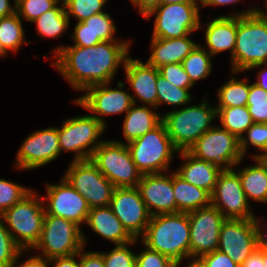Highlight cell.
Returning a JSON list of instances; mask_svg holds the SVG:
<instances>
[{
	"label": "cell",
	"mask_w": 267,
	"mask_h": 267,
	"mask_svg": "<svg viewBox=\"0 0 267 267\" xmlns=\"http://www.w3.org/2000/svg\"><path fill=\"white\" fill-rule=\"evenodd\" d=\"M79 267H104L101 252H85L84 247L78 252Z\"/></svg>",
	"instance_id": "bcb514c9"
},
{
	"label": "cell",
	"mask_w": 267,
	"mask_h": 267,
	"mask_svg": "<svg viewBox=\"0 0 267 267\" xmlns=\"http://www.w3.org/2000/svg\"><path fill=\"white\" fill-rule=\"evenodd\" d=\"M61 0H19L16 13L22 19L33 22L43 13L53 9Z\"/></svg>",
	"instance_id": "ab89813d"
},
{
	"label": "cell",
	"mask_w": 267,
	"mask_h": 267,
	"mask_svg": "<svg viewBox=\"0 0 267 267\" xmlns=\"http://www.w3.org/2000/svg\"><path fill=\"white\" fill-rule=\"evenodd\" d=\"M130 41H102L89 47L59 46L52 67L68 81L75 90L111 83L119 65H125L129 57Z\"/></svg>",
	"instance_id": "6da1fadb"
},
{
	"label": "cell",
	"mask_w": 267,
	"mask_h": 267,
	"mask_svg": "<svg viewBox=\"0 0 267 267\" xmlns=\"http://www.w3.org/2000/svg\"><path fill=\"white\" fill-rule=\"evenodd\" d=\"M178 153L185 162L175 172L185 181L206 190L211 195L223 169L216 164L194 157L188 151Z\"/></svg>",
	"instance_id": "cb8c5ba5"
},
{
	"label": "cell",
	"mask_w": 267,
	"mask_h": 267,
	"mask_svg": "<svg viewBox=\"0 0 267 267\" xmlns=\"http://www.w3.org/2000/svg\"><path fill=\"white\" fill-rule=\"evenodd\" d=\"M253 222L256 231L257 248H267V234L264 235V232L260 229L261 225L256 217L253 218Z\"/></svg>",
	"instance_id": "816d5d0a"
},
{
	"label": "cell",
	"mask_w": 267,
	"mask_h": 267,
	"mask_svg": "<svg viewBox=\"0 0 267 267\" xmlns=\"http://www.w3.org/2000/svg\"><path fill=\"white\" fill-rule=\"evenodd\" d=\"M69 17L66 14L63 0L60 6L56 5L38 17L33 23H36L37 33L47 38H59L62 32H66L69 26Z\"/></svg>",
	"instance_id": "f546056e"
},
{
	"label": "cell",
	"mask_w": 267,
	"mask_h": 267,
	"mask_svg": "<svg viewBox=\"0 0 267 267\" xmlns=\"http://www.w3.org/2000/svg\"><path fill=\"white\" fill-rule=\"evenodd\" d=\"M250 84L247 78L240 80L234 76L224 83L217 92L216 108L242 107L247 105Z\"/></svg>",
	"instance_id": "4dcf8cb0"
},
{
	"label": "cell",
	"mask_w": 267,
	"mask_h": 267,
	"mask_svg": "<svg viewBox=\"0 0 267 267\" xmlns=\"http://www.w3.org/2000/svg\"><path fill=\"white\" fill-rule=\"evenodd\" d=\"M163 173L143 174L137 186L151 216L176 213L173 173Z\"/></svg>",
	"instance_id": "ffe728a7"
},
{
	"label": "cell",
	"mask_w": 267,
	"mask_h": 267,
	"mask_svg": "<svg viewBox=\"0 0 267 267\" xmlns=\"http://www.w3.org/2000/svg\"><path fill=\"white\" fill-rule=\"evenodd\" d=\"M260 8H251L240 13H234L230 16H219L210 21L205 30V49L214 56L223 51L230 50L231 57L233 56L236 35H237V15H248L259 11ZM208 47V48H206Z\"/></svg>",
	"instance_id": "44dd1931"
},
{
	"label": "cell",
	"mask_w": 267,
	"mask_h": 267,
	"mask_svg": "<svg viewBox=\"0 0 267 267\" xmlns=\"http://www.w3.org/2000/svg\"><path fill=\"white\" fill-rule=\"evenodd\" d=\"M150 45L152 52L147 63L158 69L166 64L182 63L198 44L187 35L182 38H152Z\"/></svg>",
	"instance_id": "d4e9b609"
},
{
	"label": "cell",
	"mask_w": 267,
	"mask_h": 267,
	"mask_svg": "<svg viewBox=\"0 0 267 267\" xmlns=\"http://www.w3.org/2000/svg\"><path fill=\"white\" fill-rule=\"evenodd\" d=\"M63 177L86 199L90 208L110 204L116 187L90 159L72 161Z\"/></svg>",
	"instance_id": "8fae6325"
},
{
	"label": "cell",
	"mask_w": 267,
	"mask_h": 267,
	"mask_svg": "<svg viewBox=\"0 0 267 267\" xmlns=\"http://www.w3.org/2000/svg\"><path fill=\"white\" fill-rule=\"evenodd\" d=\"M211 57L213 56L198 44L182 61L183 68L193 84L210 75L212 72Z\"/></svg>",
	"instance_id": "836d02e7"
},
{
	"label": "cell",
	"mask_w": 267,
	"mask_h": 267,
	"mask_svg": "<svg viewBox=\"0 0 267 267\" xmlns=\"http://www.w3.org/2000/svg\"><path fill=\"white\" fill-rule=\"evenodd\" d=\"M46 189L47 195L42 197L49 201L44 207L45 215L62 217L79 226L86 223L90 207L64 177L57 185L47 183Z\"/></svg>",
	"instance_id": "e0dca14e"
},
{
	"label": "cell",
	"mask_w": 267,
	"mask_h": 267,
	"mask_svg": "<svg viewBox=\"0 0 267 267\" xmlns=\"http://www.w3.org/2000/svg\"><path fill=\"white\" fill-rule=\"evenodd\" d=\"M116 26L108 13H98L88 19L77 22L71 35L73 46L89 47L102 41L116 40Z\"/></svg>",
	"instance_id": "603a6c76"
},
{
	"label": "cell",
	"mask_w": 267,
	"mask_h": 267,
	"mask_svg": "<svg viewBox=\"0 0 267 267\" xmlns=\"http://www.w3.org/2000/svg\"><path fill=\"white\" fill-rule=\"evenodd\" d=\"M198 4H160L145 18L156 14L152 38H182L200 29Z\"/></svg>",
	"instance_id": "7c38bea8"
},
{
	"label": "cell",
	"mask_w": 267,
	"mask_h": 267,
	"mask_svg": "<svg viewBox=\"0 0 267 267\" xmlns=\"http://www.w3.org/2000/svg\"><path fill=\"white\" fill-rule=\"evenodd\" d=\"M194 157L233 169L242 162L239 138L221 126L207 130L188 150Z\"/></svg>",
	"instance_id": "30bf717a"
},
{
	"label": "cell",
	"mask_w": 267,
	"mask_h": 267,
	"mask_svg": "<svg viewBox=\"0 0 267 267\" xmlns=\"http://www.w3.org/2000/svg\"><path fill=\"white\" fill-rule=\"evenodd\" d=\"M21 250L0 217V267H10Z\"/></svg>",
	"instance_id": "b9f144b4"
},
{
	"label": "cell",
	"mask_w": 267,
	"mask_h": 267,
	"mask_svg": "<svg viewBox=\"0 0 267 267\" xmlns=\"http://www.w3.org/2000/svg\"><path fill=\"white\" fill-rule=\"evenodd\" d=\"M106 127L92 115L76 116L65 120L57 128L60 153L74 152L72 161L90 159L95 149L103 142L97 141Z\"/></svg>",
	"instance_id": "9c48e42d"
},
{
	"label": "cell",
	"mask_w": 267,
	"mask_h": 267,
	"mask_svg": "<svg viewBox=\"0 0 267 267\" xmlns=\"http://www.w3.org/2000/svg\"><path fill=\"white\" fill-rule=\"evenodd\" d=\"M127 146L133 162L142 175L165 172L169 168L174 153L179 152L173 145L162 121Z\"/></svg>",
	"instance_id": "8992f818"
},
{
	"label": "cell",
	"mask_w": 267,
	"mask_h": 267,
	"mask_svg": "<svg viewBox=\"0 0 267 267\" xmlns=\"http://www.w3.org/2000/svg\"><path fill=\"white\" fill-rule=\"evenodd\" d=\"M8 52L3 47L2 43L0 42V57H4Z\"/></svg>",
	"instance_id": "91938a15"
},
{
	"label": "cell",
	"mask_w": 267,
	"mask_h": 267,
	"mask_svg": "<svg viewBox=\"0 0 267 267\" xmlns=\"http://www.w3.org/2000/svg\"><path fill=\"white\" fill-rule=\"evenodd\" d=\"M137 240L115 245L109 253H101L103 255L104 267H136V254L129 249Z\"/></svg>",
	"instance_id": "f35d334b"
},
{
	"label": "cell",
	"mask_w": 267,
	"mask_h": 267,
	"mask_svg": "<svg viewBox=\"0 0 267 267\" xmlns=\"http://www.w3.org/2000/svg\"><path fill=\"white\" fill-rule=\"evenodd\" d=\"M247 135L242 136L240 140V150L243 157L246 155L248 145L256 147L260 150L261 154H254L252 157H261L267 153V124L266 123H253L245 132Z\"/></svg>",
	"instance_id": "8d00e7d4"
},
{
	"label": "cell",
	"mask_w": 267,
	"mask_h": 267,
	"mask_svg": "<svg viewBox=\"0 0 267 267\" xmlns=\"http://www.w3.org/2000/svg\"><path fill=\"white\" fill-rule=\"evenodd\" d=\"M190 225V257L218 250L219 235L226 217L213 205L188 213Z\"/></svg>",
	"instance_id": "4fadbf2b"
},
{
	"label": "cell",
	"mask_w": 267,
	"mask_h": 267,
	"mask_svg": "<svg viewBox=\"0 0 267 267\" xmlns=\"http://www.w3.org/2000/svg\"><path fill=\"white\" fill-rule=\"evenodd\" d=\"M264 65V68L262 67L260 71L257 72L258 75L255 84L267 91V64Z\"/></svg>",
	"instance_id": "db71d44e"
},
{
	"label": "cell",
	"mask_w": 267,
	"mask_h": 267,
	"mask_svg": "<svg viewBox=\"0 0 267 267\" xmlns=\"http://www.w3.org/2000/svg\"><path fill=\"white\" fill-rule=\"evenodd\" d=\"M246 106L254 123L267 124V91L251 83Z\"/></svg>",
	"instance_id": "74e56055"
},
{
	"label": "cell",
	"mask_w": 267,
	"mask_h": 267,
	"mask_svg": "<svg viewBox=\"0 0 267 267\" xmlns=\"http://www.w3.org/2000/svg\"><path fill=\"white\" fill-rule=\"evenodd\" d=\"M109 84L104 83L90 86L85 90V94L75 100V103L94 113V116L105 127L106 122L101 116L120 114L128 112L133 104H136V99L132 94L123 91L124 83L121 80L117 83L118 89L110 88Z\"/></svg>",
	"instance_id": "5bb4252c"
},
{
	"label": "cell",
	"mask_w": 267,
	"mask_h": 267,
	"mask_svg": "<svg viewBox=\"0 0 267 267\" xmlns=\"http://www.w3.org/2000/svg\"><path fill=\"white\" fill-rule=\"evenodd\" d=\"M24 251L26 250H21L18 253L14 263L10 267H49V259L41 256L40 254L32 256L28 258V260H25L23 263L18 264V259Z\"/></svg>",
	"instance_id": "7dc6e473"
},
{
	"label": "cell",
	"mask_w": 267,
	"mask_h": 267,
	"mask_svg": "<svg viewBox=\"0 0 267 267\" xmlns=\"http://www.w3.org/2000/svg\"><path fill=\"white\" fill-rule=\"evenodd\" d=\"M60 155L57 127H48L27 136L16 154L20 170H32L52 162Z\"/></svg>",
	"instance_id": "ac0fdd59"
},
{
	"label": "cell",
	"mask_w": 267,
	"mask_h": 267,
	"mask_svg": "<svg viewBox=\"0 0 267 267\" xmlns=\"http://www.w3.org/2000/svg\"><path fill=\"white\" fill-rule=\"evenodd\" d=\"M85 243L86 237L79 225L62 217L45 215L40 238L33 248L51 259L76 254Z\"/></svg>",
	"instance_id": "ba28073f"
},
{
	"label": "cell",
	"mask_w": 267,
	"mask_h": 267,
	"mask_svg": "<svg viewBox=\"0 0 267 267\" xmlns=\"http://www.w3.org/2000/svg\"><path fill=\"white\" fill-rule=\"evenodd\" d=\"M157 107L162 103L176 106H185L190 103L192 95L189 89L179 88L171 84L158 73L157 78Z\"/></svg>",
	"instance_id": "e575fe53"
},
{
	"label": "cell",
	"mask_w": 267,
	"mask_h": 267,
	"mask_svg": "<svg viewBox=\"0 0 267 267\" xmlns=\"http://www.w3.org/2000/svg\"><path fill=\"white\" fill-rule=\"evenodd\" d=\"M132 4L138 7L139 13H141L143 17H146L160 5V0H135Z\"/></svg>",
	"instance_id": "681fc988"
},
{
	"label": "cell",
	"mask_w": 267,
	"mask_h": 267,
	"mask_svg": "<svg viewBox=\"0 0 267 267\" xmlns=\"http://www.w3.org/2000/svg\"><path fill=\"white\" fill-rule=\"evenodd\" d=\"M159 74L176 87L190 89L194 86L182 63L166 64L158 68Z\"/></svg>",
	"instance_id": "7bdbcfd3"
},
{
	"label": "cell",
	"mask_w": 267,
	"mask_h": 267,
	"mask_svg": "<svg viewBox=\"0 0 267 267\" xmlns=\"http://www.w3.org/2000/svg\"><path fill=\"white\" fill-rule=\"evenodd\" d=\"M141 239L144 246L167 256L178 267L185 258H190L188 213L151 216Z\"/></svg>",
	"instance_id": "7a4b0ae2"
},
{
	"label": "cell",
	"mask_w": 267,
	"mask_h": 267,
	"mask_svg": "<svg viewBox=\"0 0 267 267\" xmlns=\"http://www.w3.org/2000/svg\"><path fill=\"white\" fill-rule=\"evenodd\" d=\"M256 164L237 171L247 201L267 203V164L261 157H253Z\"/></svg>",
	"instance_id": "f1b7e54d"
},
{
	"label": "cell",
	"mask_w": 267,
	"mask_h": 267,
	"mask_svg": "<svg viewBox=\"0 0 267 267\" xmlns=\"http://www.w3.org/2000/svg\"><path fill=\"white\" fill-rule=\"evenodd\" d=\"M77 257L78 253L70 256L54 257L49 259V263L53 267H79V261L75 260Z\"/></svg>",
	"instance_id": "c3c4849f"
},
{
	"label": "cell",
	"mask_w": 267,
	"mask_h": 267,
	"mask_svg": "<svg viewBox=\"0 0 267 267\" xmlns=\"http://www.w3.org/2000/svg\"><path fill=\"white\" fill-rule=\"evenodd\" d=\"M261 158L264 160V162L267 164V153L263 154Z\"/></svg>",
	"instance_id": "94428289"
},
{
	"label": "cell",
	"mask_w": 267,
	"mask_h": 267,
	"mask_svg": "<svg viewBox=\"0 0 267 267\" xmlns=\"http://www.w3.org/2000/svg\"><path fill=\"white\" fill-rule=\"evenodd\" d=\"M173 194L176 213H189L211 204V195L204 189L185 181L173 171Z\"/></svg>",
	"instance_id": "83f0119b"
},
{
	"label": "cell",
	"mask_w": 267,
	"mask_h": 267,
	"mask_svg": "<svg viewBox=\"0 0 267 267\" xmlns=\"http://www.w3.org/2000/svg\"><path fill=\"white\" fill-rule=\"evenodd\" d=\"M192 261L186 267H207L200 258H191Z\"/></svg>",
	"instance_id": "6f0895ef"
},
{
	"label": "cell",
	"mask_w": 267,
	"mask_h": 267,
	"mask_svg": "<svg viewBox=\"0 0 267 267\" xmlns=\"http://www.w3.org/2000/svg\"><path fill=\"white\" fill-rule=\"evenodd\" d=\"M162 121V115L152 111L145 105L133 104L125 114L123 135L127 143L138 139L148 131L154 129Z\"/></svg>",
	"instance_id": "4316f807"
},
{
	"label": "cell",
	"mask_w": 267,
	"mask_h": 267,
	"mask_svg": "<svg viewBox=\"0 0 267 267\" xmlns=\"http://www.w3.org/2000/svg\"><path fill=\"white\" fill-rule=\"evenodd\" d=\"M13 1H14V2H13V5H14V4H16L19 0H13Z\"/></svg>",
	"instance_id": "6125c7cd"
},
{
	"label": "cell",
	"mask_w": 267,
	"mask_h": 267,
	"mask_svg": "<svg viewBox=\"0 0 267 267\" xmlns=\"http://www.w3.org/2000/svg\"><path fill=\"white\" fill-rule=\"evenodd\" d=\"M239 1L240 0H202V3L199 6L202 8L205 6H227Z\"/></svg>",
	"instance_id": "11a10c76"
},
{
	"label": "cell",
	"mask_w": 267,
	"mask_h": 267,
	"mask_svg": "<svg viewBox=\"0 0 267 267\" xmlns=\"http://www.w3.org/2000/svg\"><path fill=\"white\" fill-rule=\"evenodd\" d=\"M262 252L264 267H267V248H258Z\"/></svg>",
	"instance_id": "680465c9"
},
{
	"label": "cell",
	"mask_w": 267,
	"mask_h": 267,
	"mask_svg": "<svg viewBox=\"0 0 267 267\" xmlns=\"http://www.w3.org/2000/svg\"><path fill=\"white\" fill-rule=\"evenodd\" d=\"M36 194L34 190L31 191L0 215L13 240L22 250L33 248L41 235L45 202Z\"/></svg>",
	"instance_id": "5b68a950"
},
{
	"label": "cell",
	"mask_w": 267,
	"mask_h": 267,
	"mask_svg": "<svg viewBox=\"0 0 267 267\" xmlns=\"http://www.w3.org/2000/svg\"><path fill=\"white\" fill-rule=\"evenodd\" d=\"M16 12V4L11 5L9 0H0V18L12 15Z\"/></svg>",
	"instance_id": "f5cc1de1"
},
{
	"label": "cell",
	"mask_w": 267,
	"mask_h": 267,
	"mask_svg": "<svg viewBox=\"0 0 267 267\" xmlns=\"http://www.w3.org/2000/svg\"><path fill=\"white\" fill-rule=\"evenodd\" d=\"M200 259L207 267H240L227 254L219 250L204 254Z\"/></svg>",
	"instance_id": "f6af8a7d"
},
{
	"label": "cell",
	"mask_w": 267,
	"mask_h": 267,
	"mask_svg": "<svg viewBox=\"0 0 267 267\" xmlns=\"http://www.w3.org/2000/svg\"><path fill=\"white\" fill-rule=\"evenodd\" d=\"M221 127L236 135L239 139L254 123L247 106L216 108Z\"/></svg>",
	"instance_id": "1f68e13d"
},
{
	"label": "cell",
	"mask_w": 267,
	"mask_h": 267,
	"mask_svg": "<svg viewBox=\"0 0 267 267\" xmlns=\"http://www.w3.org/2000/svg\"><path fill=\"white\" fill-rule=\"evenodd\" d=\"M0 42L7 52H16L23 43H30L25 40L22 19L16 12L0 18Z\"/></svg>",
	"instance_id": "d6a6232c"
},
{
	"label": "cell",
	"mask_w": 267,
	"mask_h": 267,
	"mask_svg": "<svg viewBox=\"0 0 267 267\" xmlns=\"http://www.w3.org/2000/svg\"><path fill=\"white\" fill-rule=\"evenodd\" d=\"M126 72V81L135 91L136 97L145 106L157 109V78L159 70L147 62L128 57L123 66ZM148 104V105H147Z\"/></svg>",
	"instance_id": "7402d4cb"
},
{
	"label": "cell",
	"mask_w": 267,
	"mask_h": 267,
	"mask_svg": "<svg viewBox=\"0 0 267 267\" xmlns=\"http://www.w3.org/2000/svg\"><path fill=\"white\" fill-rule=\"evenodd\" d=\"M256 248L253 219L226 218L221 226L218 250L241 265Z\"/></svg>",
	"instance_id": "d6986e66"
},
{
	"label": "cell",
	"mask_w": 267,
	"mask_h": 267,
	"mask_svg": "<svg viewBox=\"0 0 267 267\" xmlns=\"http://www.w3.org/2000/svg\"><path fill=\"white\" fill-rule=\"evenodd\" d=\"M202 3V0H160V4H171V3H186V4H198Z\"/></svg>",
	"instance_id": "9f6ffc18"
},
{
	"label": "cell",
	"mask_w": 267,
	"mask_h": 267,
	"mask_svg": "<svg viewBox=\"0 0 267 267\" xmlns=\"http://www.w3.org/2000/svg\"><path fill=\"white\" fill-rule=\"evenodd\" d=\"M109 206L134 239L145 234L151 214L138 187H116Z\"/></svg>",
	"instance_id": "9a60e30c"
},
{
	"label": "cell",
	"mask_w": 267,
	"mask_h": 267,
	"mask_svg": "<svg viewBox=\"0 0 267 267\" xmlns=\"http://www.w3.org/2000/svg\"><path fill=\"white\" fill-rule=\"evenodd\" d=\"M86 225L115 245L126 244L134 240L109 205L90 208Z\"/></svg>",
	"instance_id": "484cf974"
},
{
	"label": "cell",
	"mask_w": 267,
	"mask_h": 267,
	"mask_svg": "<svg viewBox=\"0 0 267 267\" xmlns=\"http://www.w3.org/2000/svg\"><path fill=\"white\" fill-rule=\"evenodd\" d=\"M167 256L145 246L139 254H136V267H175Z\"/></svg>",
	"instance_id": "ee69618b"
},
{
	"label": "cell",
	"mask_w": 267,
	"mask_h": 267,
	"mask_svg": "<svg viewBox=\"0 0 267 267\" xmlns=\"http://www.w3.org/2000/svg\"><path fill=\"white\" fill-rule=\"evenodd\" d=\"M240 267H264L262 252L256 248Z\"/></svg>",
	"instance_id": "f907efd6"
},
{
	"label": "cell",
	"mask_w": 267,
	"mask_h": 267,
	"mask_svg": "<svg viewBox=\"0 0 267 267\" xmlns=\"http://www.w3.org/2000/svg\"><path fill=\"white\" fill-rule=\"evenodd\" d=\"M90 160L115 187H137L142 173L132 160L126 143L104 140Z\"/></svg>",
	"instance_id": "52a82bcc"
},
{
	"label": "cell",
	"mask_w": 267,
	"mask_h": 267,
	"mask_svg": "<svg viewBox=\"0 0 267 267\" xmlns=\"http://www.w3.org/2000/svg\"><path fill=\"white\" fill-rule=\"evenodd\" d=\"M107 0H63L66 14L82 22L90 16L103 13Z\"/></svg>",
	"instance_id": "d590c367"
},
{
	"label": "cell",
	"mask_w": 267,
	"mask_h": 267,
	"mask_svg": "<svg viewBox=\"0 0 267 267\" xmlns=\"http://www.w3.org/2000/svg\"><path fill=\"white\" fill-rule=\"evenodd\" d=\"M217 118L216 107L209 106L206 99L192 105L169 111L162 115V122L175 148L188 151L191 146L209 129Z\"/></svg>",
	"instance_id": "277c9868"
},
{
	"label": "cell",
	"mask_w": 267,
	"mask_h": 267,
	"mask_svg": "<svg viewBox=\"0 0 267 267\" xmlns=\"http://www.w3.org/2000/svg\"><path fill=\"white\" fill-rule=\"evenodd\" d=\"M31 191L32 189L0 178V215L14 204L20 202Z\"/></svg>",
	"instance_id": "60d3db41"
},
{
	"label": "cell",
	"mask_w": 267,
	"mask_h": 267,
	"mask_svg": "<svg viewBox=\"0 0 267 267\" xmlns=\"http://www.w3.org/2000/svg\"><path fill=\"white\" fill-rule=\"evenodd\" d=\"M231 73L244 72L267 64V16L263 10L237 15V35Z\"/></svg>",
	"instance_id": "3957f363"
},
{
	"label": "cell",
	"mask_w": 267,
	"mask_h": 267,
	"mask_svg": "<svg viewBox=\"0 0 267 267\" xmlns=\"http://www.w3.org/2000/svg\"><path fill=\"white\" fill-rule=\"evenodd\" d=\"M211 205L226 218L253 219L255 217L245 196L239 175L234 169H223L211 194Z\"/></svg>",
	"instance_id": "2e32d148"
}]
</instances>
